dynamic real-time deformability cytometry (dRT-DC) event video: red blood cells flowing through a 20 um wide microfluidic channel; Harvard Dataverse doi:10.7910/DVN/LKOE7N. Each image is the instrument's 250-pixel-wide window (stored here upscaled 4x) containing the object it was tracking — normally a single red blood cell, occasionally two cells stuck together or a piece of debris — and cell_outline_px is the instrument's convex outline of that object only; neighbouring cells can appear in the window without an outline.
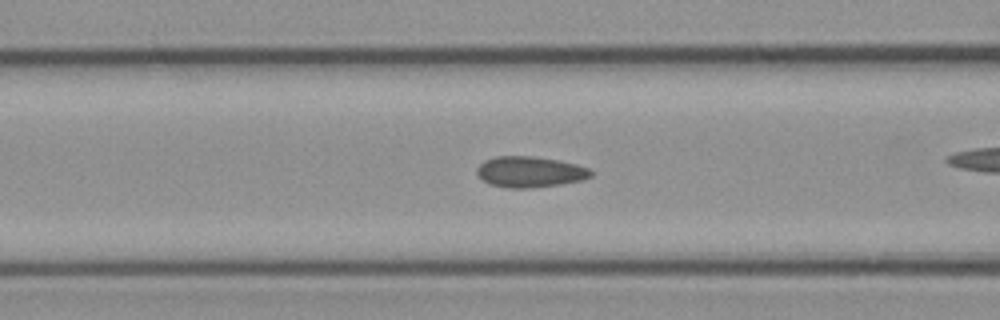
{"species": "common noctule bat (a hibernating species)", "species_latin": "Nyctalus noctula", "temperature_condition": "cold", "stored_images_in_passage": 36, "camera_frame_rate_fps": 3000, "um_per_image_px": 0.085, "animal": {"sex": "female", "body_mass_g": 21.9}, "frame": {"image": 1, "passage_image": 16, "time_ms": 5.0, "image_size_px": [1000, 320], "cell_outline_px": [[592, 176], [580, 180], [560, 184], [532, 188], [508, 188], [488, 184], [476, 172], [476, 168], [484, 160], [496, 156], [532, 156], [560, 160], [576, 164], [588, 168], [592, 172]], "centroid_in_image_um": [45.02, 14.6], "position_along_channel_um": 121.6, "area_um2": 20.52}}
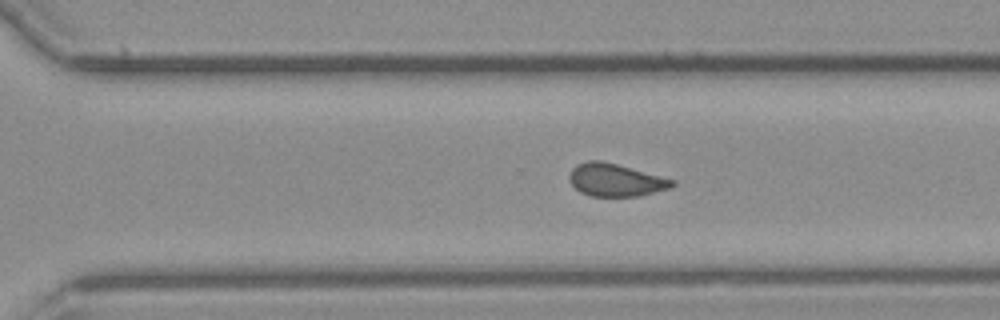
{"frame": {"image": 2, "passage_image": 31, "time_ms": 10.0, "image_size_px": [1000, 320], "cell_outline_px": [[676, 184], [668, 188], [640, 196], [592, 196], [580, 192], [568, 180], [568, 176], [572, 168], [576, 164], [588, 160], [600, 160], [616, 164], [676, 180]], "centroid_in_image_um": [52.29, 15.29], "position_along_channel_um": 318.3, "area_um2": 19.54}}